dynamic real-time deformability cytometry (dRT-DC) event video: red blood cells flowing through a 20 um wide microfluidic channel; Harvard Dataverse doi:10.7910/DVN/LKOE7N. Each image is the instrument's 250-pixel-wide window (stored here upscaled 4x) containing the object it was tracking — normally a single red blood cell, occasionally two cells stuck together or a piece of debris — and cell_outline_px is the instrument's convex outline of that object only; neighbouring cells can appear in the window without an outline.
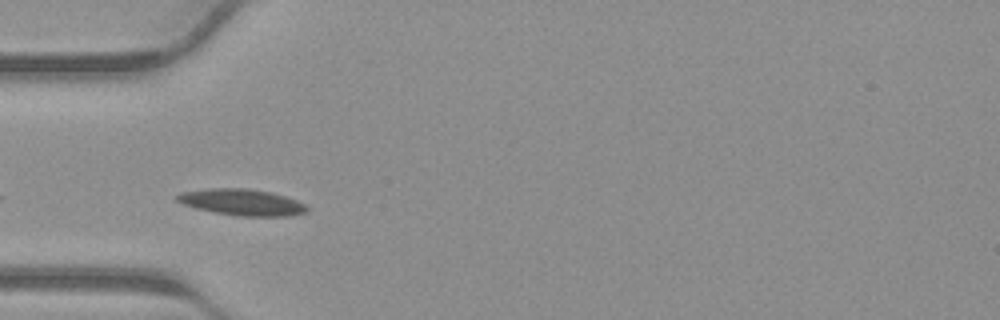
{"species": "common noctule bat (a hibernating species)", "species_latin": "Nyctalus noctula", "temperature_condition": "warm", "stored_images_in_passage": 30, "camera_frame_rate_fps": 3000, "um_per_image_px": 0.085, "animal": {"sex": "male", "body_mass_g": 23.1, "forearm_length_mm": 52.7}, "frame": {"image": 1, "passage_image": 9, "time_ms": 2.667, "image_size_px": [1000, 320], "cell_outline_px": [[308, 208], [304, 212], [288, 216], [240, 216], [216, 212], [196, 208], [184, 204], [176, 200], [176, 196], [184, 192], [212, 188], [248, 188], [272, 192], [296, 200], [304, 204]], "centroid_in_image_um": [20.58, 17.18], "position_along_channel_um": 64.4, "area_um2": 19.59}}
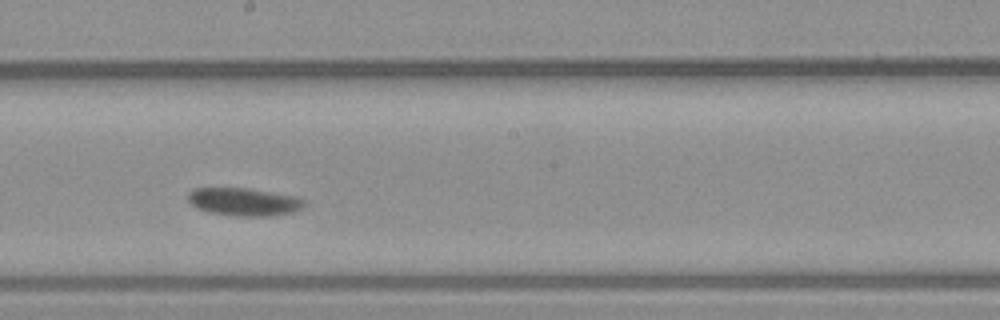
{"frame": {"image": 2, "passage_image": 19, "time_ms": 6.0, "image_size_px": [1000, 320], "cell_outline_px": [[304, 204], [300, 208], [292, 212], [268, 216], [240, 216], [208, 212], [192, 204], [188, 200], [188, 192], [196, 188], [248, 188], [296, 196], [304, 200]], "centroid_in_image_um": [20.73, 17.14], "position_along_channel_um": 227.5, "area_um2": 18.61}}
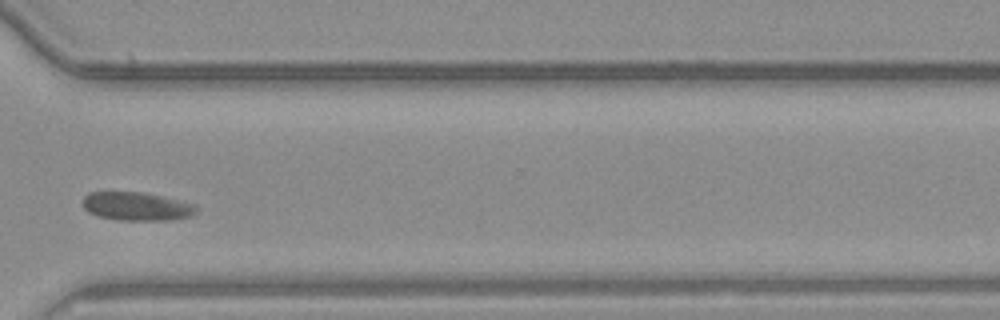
{"frame": {"image": 3, "passage_image": 27, "time_ms": 8.667, "image_size_px": [1000, 320], "cell_outline_px": [[200, 208], [196, 212], [188, 216], [172, 220], [120, 220], [96, 216], [88, 212], [84, 208], [84, 196], [88, 192], [144, 192], [164, 196], [196, 204]], "centroid_in_image_um": [11.64, 17.53], "position_along_channel_um": 359.0, "area_um2": 19.02}}